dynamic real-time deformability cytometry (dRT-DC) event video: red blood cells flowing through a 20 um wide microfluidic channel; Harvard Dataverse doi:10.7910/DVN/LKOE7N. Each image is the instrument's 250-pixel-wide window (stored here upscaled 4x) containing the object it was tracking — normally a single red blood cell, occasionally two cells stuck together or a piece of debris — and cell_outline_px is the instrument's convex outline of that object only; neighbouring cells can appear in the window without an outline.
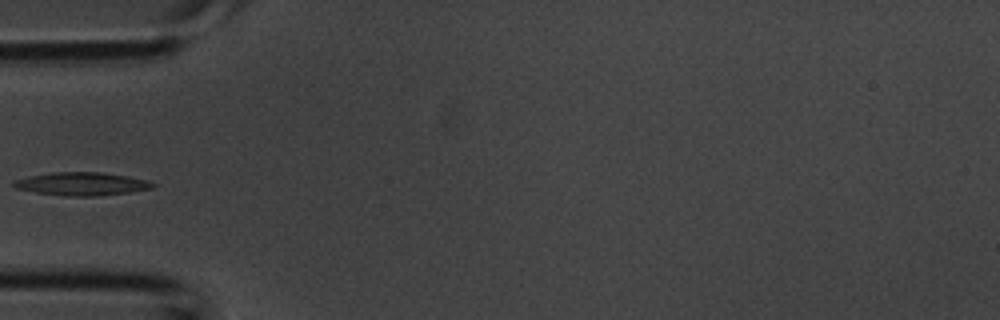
{"species": "common noctule bat (a hibernating species)", "species_latin": "Nyctalus noctula", "temperature_condition": "room temperature", "stored_images_in_passage": 4, "camera_frame_rate_fps": 3000, "um_per_image_px": 0.085, "animal": {"sex": "male", "body_mass_g": 20.1, "forearm_length_mm": 53.5}, "frame": {"image": 1, "passage_image": 4, "time_ms": 1.0, "image_size_px": [1000, 320], "cell_outline_px": [[156, 188], [128, 192], [96, 196], [68, 196], [36, 192], [16, 188], [12, 184], [16, 180], [28, 176], [52, 172], [100, 172], [128, 176], [148, 180], [156, 184]], "centroid_in_image_um": [7.0, 15.62], "position_along_channel_um": 78.0, "area_um2": 18.67}}